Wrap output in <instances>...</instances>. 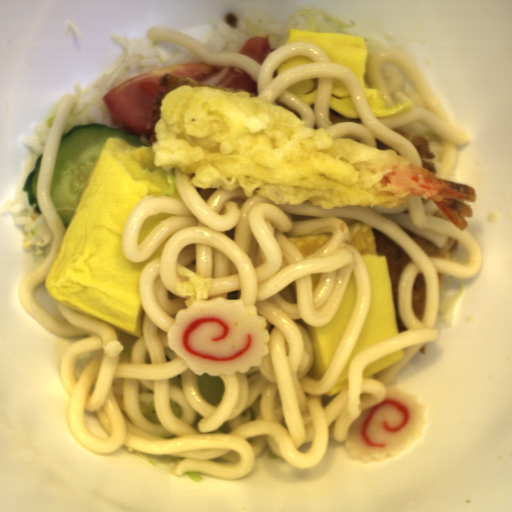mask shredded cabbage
<instances>
[{"mask_svg":"<svg viewBox=\"0 0 512 512\" xmlns=\"http://www.w3.org/2000/svg\"><path fill=\"white\" fill-rule=\"evenodd\" d=\"M110 38L122 45V54L107 73L74 96V104L61 134V140L71 130L75 116L95 105L104 104L102 98L128 79L130 69L129 41L125 36H119L113 33Z\"/></svg>","mask_w":512,"mask_h":512,"instance_id":"obj_1","label":"shredded cabbage"},{"mask_svg":"<svg viewBox=\"0 0 512 512\" xmlns=\"http://www.w3.org/2000/svg\"><path fill=\"white\" fill-rule=\"evenodd\" d=\"M52 232L43 214H36L34 220L25 229L24 245L33 247L45 261L50 253Z\"/></svg>","mask_w":512,"mask_h":512,"instance_id":"obj_2","label":"shredded cabbage"}]
</instances>
